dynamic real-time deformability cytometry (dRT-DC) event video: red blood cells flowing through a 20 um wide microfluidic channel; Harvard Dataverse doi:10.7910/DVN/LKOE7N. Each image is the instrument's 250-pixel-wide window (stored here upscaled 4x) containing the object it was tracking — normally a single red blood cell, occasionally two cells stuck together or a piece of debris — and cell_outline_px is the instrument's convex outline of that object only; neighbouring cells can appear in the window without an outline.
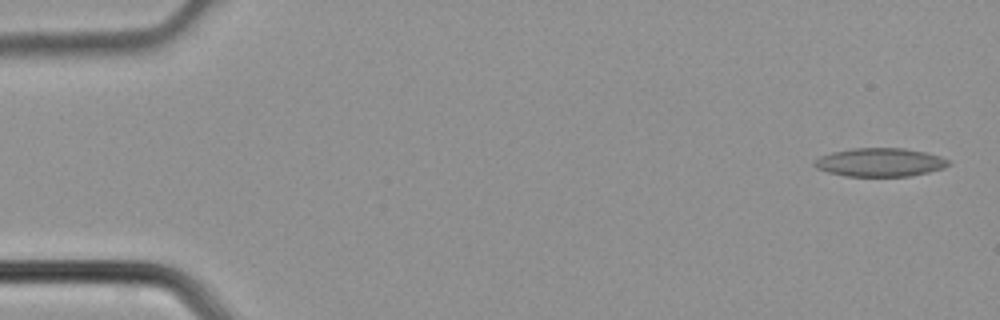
{"species": "common noctule bat (a hibernating species)", "species_latin": "Nyctalus noctula", "temperature_condition": "cold", "stored_images_in_passage": 5, "camera_frame_rate_fps": 3000, "um_per_image_px": 0.085, "animal": {"sex": "male", "body_mass_g": 21.5, "forearm_length_mm": 52.0}, "frame": {"image": 1, "passage_image": 1, "time_ms": 0.0, "image_size_px": [1000, 320], "cell_outline_px": [[948, 164], [944, 168], [928, 172], [908, 176], [844, 176], [828, 172], [816, 168], [812, 164], [820, 156], [832, 152], [852, 148], [904, 148], [924, 152], [940, 156], [948, 160]], "centroid_in_image_um": [74.76, 13.79], "position_along_channel_um": 10.2, "area_um2": 22.14}}